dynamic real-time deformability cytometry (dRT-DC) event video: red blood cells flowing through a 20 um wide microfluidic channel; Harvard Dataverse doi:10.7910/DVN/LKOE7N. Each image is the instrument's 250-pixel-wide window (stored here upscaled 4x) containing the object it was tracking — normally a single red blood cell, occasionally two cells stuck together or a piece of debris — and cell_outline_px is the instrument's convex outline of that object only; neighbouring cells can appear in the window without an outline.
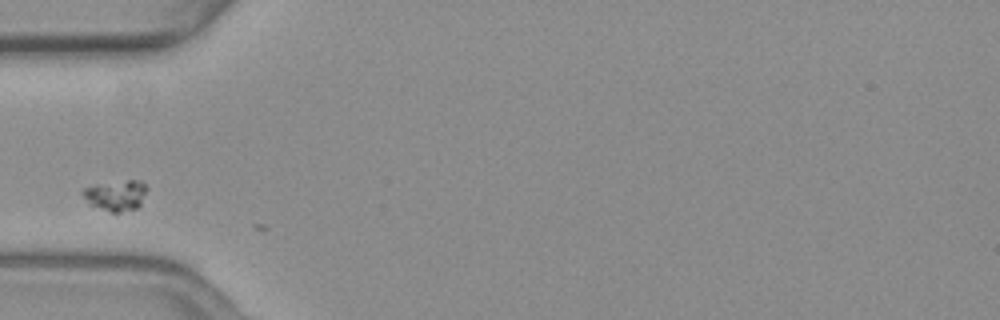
{"species": "common noctule bat (a hibernating species)", "species_latin": "Nyctalus noctula", "temperature_condition": "warm", "stored_images_in_passage": 4, "camera_frame_rate_fps": 3000, "um_per_image_px": 0.085, "animal": {"sex": "female", "body_mass_g": 19.3, "forearm_length_mm": 54.1}, "frame": {"image": 1, "passage_image": 2, "time_ms": 0.333, "image_size_px": [1000, 320], "cell_outline_px": [[148, 188], [140, 204], [136, 208], [120, 212], [112, 212], [88, 204], [80, 192], [80, 188], [96, 184], [128, 180], [140, 180]], "centroid_in_image_um": [9.81, 16.59], "position_along_channel_um": 75.2, "area_um2": 11.5}}